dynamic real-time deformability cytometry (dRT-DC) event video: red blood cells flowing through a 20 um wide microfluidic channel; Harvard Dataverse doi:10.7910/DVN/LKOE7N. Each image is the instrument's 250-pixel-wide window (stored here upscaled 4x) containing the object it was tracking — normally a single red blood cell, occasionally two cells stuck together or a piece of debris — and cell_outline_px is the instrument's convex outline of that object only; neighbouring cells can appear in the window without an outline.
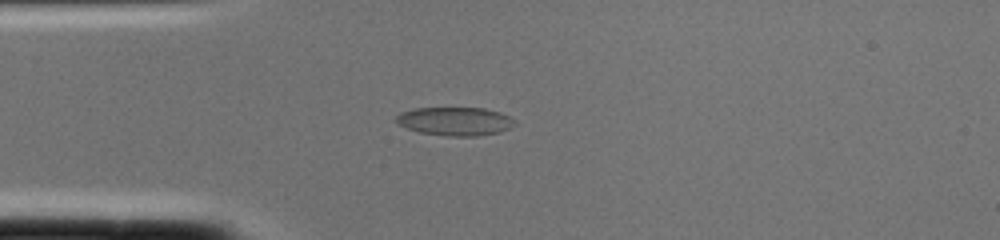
{"species": "common noctule bat (a hibernating species)", "species_latin": "Nyctalus noctula", "temperature_condition": "cold", "stored_images_in_passage": 1, "camera_frame_rate_fps": 3000, "um_per_image_px": 0.085, "animal": {"sex": "female", "body_mass_g": 22.0, "forearm_length_mm": 56.7}, "frame": {"image": 1, "passage_image": 1, "time_ms": 0.0, "image_size_px": [1000, 240], "cell_outline_px": [[516, 124], [500, 132], [476, 136], [448, 136], [420, 132], [408, 128], [392, 120], [400, 112], [412, 108], [484, 108], [500, 112], [516, 120]], "centroid_in_image_um": [38.67, 10.3], "position_along_channel_um": 46.3, "area_um2": 19.71}}